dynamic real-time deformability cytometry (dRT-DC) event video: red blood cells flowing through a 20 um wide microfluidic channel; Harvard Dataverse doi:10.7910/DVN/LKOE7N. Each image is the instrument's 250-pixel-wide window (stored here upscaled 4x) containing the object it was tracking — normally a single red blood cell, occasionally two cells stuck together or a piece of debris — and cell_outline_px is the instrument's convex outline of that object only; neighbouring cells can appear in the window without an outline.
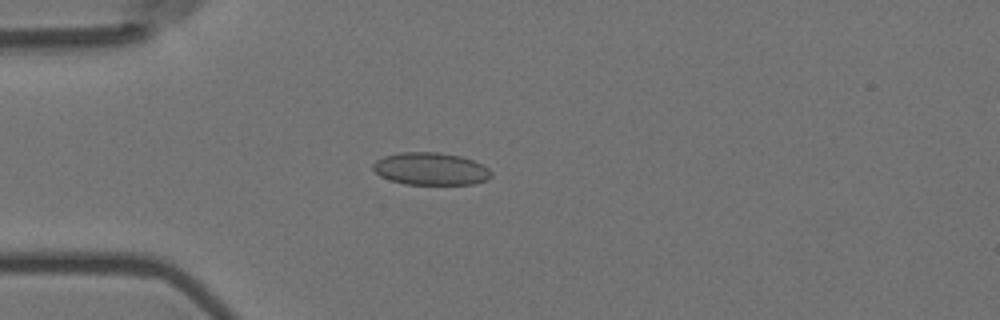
{"species": "Egyptian fruit bat (a non-hibernating species)", "species_latin": "Rousettus aegyptiacus", "temperature_condition": "room temperature", "stored_images_in_passage": 8, "camera_frame_rate_fps": 3000, "um_per_image_px": 0.085, "animal": {"sex": "female"}, "frame": {"image": 1, "passage_image": 5, "time_ms": 1.333, "image_size_px": [1000, 320], "cell_outline_px": [[492, 176], [488, 180], [472, 184], [404, 184], [380, 176], [372, 168], [372, 164], [376, 160], [384, 156], [400, 152], [436, 152], [460, 156], [484, 164], [492, 172]], "centroid_in_image_um": [36.63, 14.35], "position_along_channel_um": 48.4, "area_um2": 22.43}}
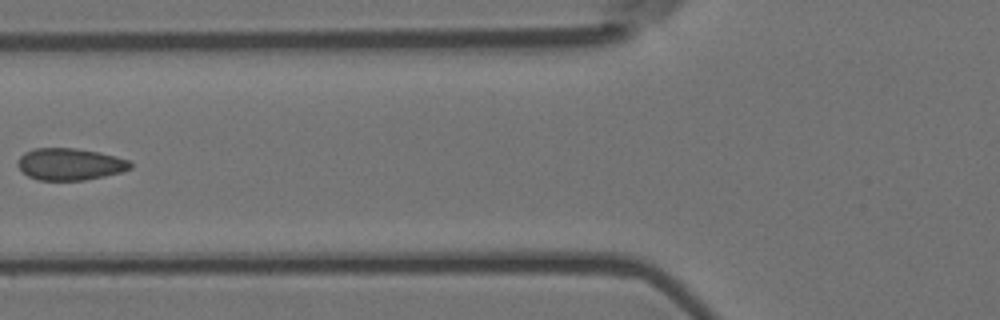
{"frame": {"image": 2, "passage_image": 7, "time_ms": 2.0, "image_size_px": [1000, 320], "cell_outline_px": [[132, 168], [120, 172], [104, 176], [84, 180], [36, 180], [28, 176], [16, 164], [20, 156], [24, 152], [36, 148], [72, 148], [96, 152], [116, 156], [128, 160], [132, 164]], "centroid_in_image_um": [5.92, 13.96], "position_along_channel_um": 119.9, "area_um2": 20.81}}
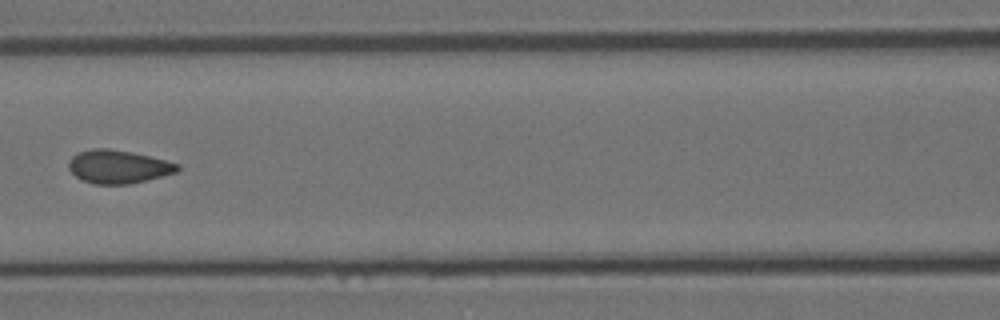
{"frame": {"image": 3, "passage_image": 8, "time_ms": 2.333, "image_size_px": [1000, 320], "cell_outline_px": [[180, 168], [176, 172], [128, 184], [92, 184], [76, 176], [68, 168], [68, 160], [76, 152], [92, 148], [108, 148], [132, 152], [180, 164]], "centroid_in_image_um": [10.0, 14.15], "position_along_channel_um": 156.6, "area_um2": 20.98}}